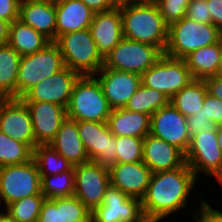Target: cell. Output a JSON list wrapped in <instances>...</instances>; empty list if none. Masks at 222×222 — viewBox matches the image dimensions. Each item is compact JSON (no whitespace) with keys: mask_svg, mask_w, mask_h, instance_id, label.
Returning a JSON list of instances; mask_svg holds the SVG:
<instances>
[{"mask_svg":"<svg viewBox=\"0 0 222 222\" xmlns=\"http://www.w3.org/2000/svg\"><path fill=\"white\" fill-rule=\"evenodd\" d=\"M198 179L186 162L174 170L152 173L141 199L146 220L162 221L188 206Z\"/></svg>","mask_w":222,"mask_h":222,"instance_id":"obj_1","label":"cell"},{"mask_svg":"<svg viewBox=\"0 0 222 222\" xmlns=\"http://www.w3.org/2000/svg\"><path fill=\"white\" fill-rule=\"evenodd\" d=\"M120 12L123 37L151 44L164 53L168 26L155 2L120 0Z\"/></svg>","mask_w":222,"mask_h":222,"instance_id":"obj_2","label":"cell"},{"mask_svg":"<svg viewBox=\"0 0 222 222\" xmlns=\"http://www.w3.org/2000/svg\"><path fill=\"white\" fill-rule=\"evenodd\" d=\"M222 39V32L211 23L196 22L186 16L168 27L164 51L171 58L184 59L195 50L213 45Z\"/></svg>","mask_w":222,"mask_h":222,"instance_id":"obj_3","label":"cell"},{"mask_svg":"<svg viewBox=\"0 0 222 222\" xmlns=\"http://www.w3.org/2000/svg\"><path fill=\"white\" fill-rule=\"evenodd\" d=\"M67 118L75 121L107 122L112 111L94 76H80L66 108Z\"/></svg>","mask_w":222,"mask_h":222,"instance_id":"obj_4","label":"cell"},{"mask_svg":"<svg viewBox=\"0 0 222 222\" xmlns=\"http://www.w3.org/2000/svg\"><path fill=\"white\" fill-rule=\"evenodd\" d=\"M54 42L60 49L65 66L80 76H94L103 67V58L89 29L65 33Z\"/></svg>","mask_w":222,"mask_h":222,"instance_id":"obj_5","label":"cell"},{"mask_svg":"<svg viewBox=\"0 0 222 222\" xmlns=\"http://www.w3.org/2000/svg\"><path fill=\"white\" fill-rule=\"evenodd\" d=\"M65 67L58 45L51 41L31 55L21 56L16 76V99Z\"/></svg>","mask_w":222,"mask_h":222,"instance_id":"obj_6","label":"cell"},{"mask_svg":"<svg viewBox=\"0 0 222 222\" xmlns=\"http://www.w3.org/2000/svg\"><path fill=\"white\" fill-rule=\"evenodd\" d=\"M41 193V176L34 159L0 167V206ZM3 204V205H2Z\"/></svg>","mask_w":222,"mask_h":222,"instance_id":"obj_7","label":"cell"},{"mask_svg":"<svg viewBox=\"0 0 222 222\" xmlns=\"http://www.w3.org/2000/svg\"><path fill=\"white\" fill-rule=\"evenodd\" d=\"M164 53L157 47L123 37L103 59V67L142 75Z\"/></svg>","mask_w":222,"mask_h":222,"instance_id":"obj_8","label":"cell"},{"mask_svg":"<svg viewBox=\"0 0 222 222\" xmlns=\"http://www.w3.org/2000/svg\"><path fill=\"white\" fill-rule=\"evenodd\" d=\"M193 80L184 59L165 54L141 75L142 85L161 91L169 100Z\"/></svg>","mask_w":222,"mask_h":222,"instance_id":"obj_9","label":"cell"},{"mask_svg":"<svg viewBox=\"0 0 222 222\" xmlns=\"http://www.w3.org/2000/svg\"><path fill=\"white\" fill-rule=\"evenodd\" d=\"M185 162L198 175L212 177L222 173V151L219 148L216 130L203 131L191 137L185 154ZM201 172V173H200Z\"/></svg>","mask_w":222,"mask_h":222,"instance_id":"obj_10","label":"cell"},{"mask_svg":"<svg viewBox=\"0 0 222 222\" xmlns=\"http://www.w3.org/2000/svg\"><path fill=\"white\" fill-rule=\"evenodd\" d=\"M92 222H145L141 199L129 197L110 184L103 203L91 211Z\"/></svg>","mask_w":222,"mask_h":222,"instance_id":"obj_11","label":"cell"},{"mask_svg":"<svg viewBox=\"0 0 222 222\" xmlns=\"http://www.w3.org/2000/svg\"><path fill=\"white\" fill-rule=\"evenodd\" d=\"M110 186L109 169L94 161L74 166V196L90 211L103 203Z\"/></svg>","mask_w":222,"mask_h":222,"instance_id":"obj_12","label":"cell"},{"mask_svg":"<svg viewBox=\"0 0 222 222\" xmlns=\"http://www.w3.org/2000/svg\"><path fill=\"white\" fill-rule=\"evenodd\" d=\"M77 127L90 161L107 168L116 163L117 144L107 122L78 121Z\"/></svg>","mask_w":222,"mask_h":222,"instance_id":"obj_13","label":"cell"},{"mask_svg":"<svg viewBox=\"0 0 222 222\" xmlns=\"http://www.w3.org/2000/svg\"><path fill=\"white\" fill-rule=\"evenodd\" d=\"M150 134L176 146L184 154L191 141L186 117L170 103L151 115Z\"/></svg>","mask_w":222,"mask_h":222,"instance_id":"obj_14","label":"cell"},{"mask_svg":"<svg viewBox=\"0 0 222 222\" xmlns=\"http://www.w3.org/2000/svg\"><path fill=\"white\" fill-rule=\"evenodd\" d=\"M80 75L66 66L29 89L20 99L23 102H49L67 108L75 82Z\"/></svg>","mask_w":222,"mask_h":222,"instance_id":"obj_15","label":"cell"},{"mask_svg":"<svg viewBox=\"0 0 222 222\" xmlns=\"http://www.w3.org/2000/svg\"><path fill=\"white\" fill-rule=\"evenodd\" d=\"M0 132L32 150L37 146L30 111L21 99H5L0 104Z\"/></svg>","mask_w":222,"mask_h":222,"instance_id":"obj_16","label":"cell"},{"mask_svg":"<svg viewBox=\"0 0 222 222\" xmlns=\"http://www.w3.org/2000/svg\"><path fill=\"white\" fill-rule=\"evenodd\" d=\"M94 77L100 83L109 106L124 108L141 85V75L102 67Z\"/></svg>","mask_w":222,"mask_h":222,"instance_id":"obj_17","label":"cell"},{"mask_svg":"<svg viewBox=\"0 0 222 222\" xmlns=\"http://www.w3.org/2000/svg\"><path fill=\"white\" fill-rule=\"evenodd\" d=\"M28 107L37 145H49L67 119L65 107L49 102H24Z\"/></svg>","mask_w":222,"mask_h":222,"instance_id":"obj_18","label":"cell"},{"mask_svg":"<svg viewBox=\"0 0 222 222\" xmlns=\"http://www.w3.org/2000/svg\"><path fill=\"white\" fill-rule=\"evenodd\" d=\"M109 169L110 184L119 188L129 197L142 199L152 171L142 161L137 163H115Z\"/></svg>","mask_w":222,"mask_h":222,"instance_id":"obj_19","label":"cell"},{"mask_svg":"<svg viewBox=\"0 0 222 222\" xmlns=\"http://www.w3.org/2000/svg\"><path fill=\"white\" fill-rule=\"evenodd\" d=\"M89 31L96 43L98 53L104 59L123 38L120 1L117 6L108 11L94 13Z\"/></svg>","mask_w":222,"mask_h":222,"instance_id":"obj_20","label":"cell"},{"mask_svg":"<svg viewBox=\"0 0 222 222\" xmlns=\"http://www.w3.org/2000/svg\"><path fill=\"white\" fill-rule=\"evenodd\" d=\"M143 162L152 173L174 170L185 163V154L163 139L147 134L143 141Z\"/></svg>","mask_w":222,"mask_h":222,"instance_id":"obj_21","label":"cell"},{"mask_svg":"<svg viewBox=\"0 0 222 222\" xmlns=\"http://www.w3.org/2000/svg\"><path fill=\"white\" fill-rule=\"evenodd\" d=\"M18 19L50 41L56 40L55 0H21Z\"/></svg>","mask_w":222,"mask_h":222,"instance_id":"obj_22","label":"cell"},{"mask_svg":"<svg viewBox=\"0 0 222 222\" xmlns=\"http://www.w3.org/2000/svg\"><path fill=\"white\" fill-rule=\"evenodd\" d=\"M92 221L91 211L76 197L46 199L37 222Z\"/></svg>","mask_w":222,"mask_h":222,"instance_id":"obj_23","label":"cell"},{"mask_svg":"<svg viewBox=\"0 0 222 222\" xmlns=\"http://www.w3.org/2000/svg\"><path fill=\"white\" fill-rule=\"evenodd\" d=\"M56 39L65 33L89 29L94 12L81 0H55Z\"/></svg>","mask_w":222,"mask_h":222,"instance_id":"obj_24","label":"cell"},{"mask_svg":"<svg viewBox=\"0 0 222 222\" xmlns=\"http://www.w3.org/2000/svg\"><path fill=\"white\" fill-rule=\"evenodd\" d=\"M56 152L66 158L73 166L89 160L83 142L79 137L77 121L67 118L49 144Z\"/></svg>","mask_w":222,"mask_h":222,"instance_id":"obj_25","label":"cell"},{"mask_svg":"<svg viewBox=\"0 0 222 222\" xmlns=\"http://www.w3.org/2000/svg\"><path fill=\"white\" fill-rule=\"evenodd\" d=\"M151 116L128 111L125 108L111 111L107 125L114 136H131L144 138L150 134Z\"/></svg>","mask_w":222,"mask_h":222,"instance_id":"obj_26","label":"cell"},{"mask_svg":"<svg viewBox=\"0 0 222 222\" xmlns=\"http://www.w3.org/2000/svg\"><path fill=\"white\" fill-rule=\"evenodd\" d=\"M50 42L42 33L19 19L9 24L8 44L21 56L38 52Z\"/></svg>","mask_w":222,"mask_h":222,"instance_id":"obj_27","label":"cell"},{"mask_svg":"<svg viewBox=\"0 0 222 222\" xmlns=\"http://www.w3.org/2000/svg\"><path fill=\"white\" fill-rule=\"evenodd\" d=\"M184 60L194 79L204 80L216 76L220 61V41L195 50Z\"/></svg>","mask_w":222,"mask_h":222,"instance_id":"obj_28","label":"cell"},{"mask_svg":"<svg viewBox=\"0 0 222 222\" xmlns=\"http://www.w3.org/2000/svg\"><path fill=\"white\" fill-rule=\"evenodd\" d=\"M207 92L205 81L194 79L182 90L175 93L170 98L169 103L186 118L194 116L203 108V102Z\"/></svg>","mask_w":222,"mask_h":222,"instance_id":"obj_29","label":"cell"},{"mask_svg":"<svg viewBox=\"0 0 222 222\" xmlns=\"http://www.w3.org/2000/svg\"><path fill=\"white\" fill-rule=\"evenodd\" d=\"M21 55L8 43L0 45V94L5 99H16V76Z\"/></svg>","mask_w":222,"mask_h":222,"instance_id":"obj_30","label":"cell"},{"mask_svg":"<svg viewBox=\"0 0 222 222\" xmlns=\"http://www.w3.org/2000/svg\"><path fill=\"white\" fill-rule=\"evenodd\" d=\"M168 103L169 99L161 91L145 87L141 84L124 108L128 111L151 116Z\"/></svg>","mask_w":222,"mask_h":222,"instance_id":"obj_31","label":"cell"},{"mask_svg":"<svg viewBox=\"0 0 222 222\" xmlns=\"http://www.w3.org/2000/svg\"><path fill=\"white\" fill-rule=\"evenodd\" d=\"M40 176L55 175L70 170L73 165L50 145H37L33 150Z\"/></svg>","mask_w":222,"mask_h":222,"instance_id":"obj_32","label":"cell"},{"mask_svg":"<svg viewBox=\"0 0 222 222\" xmlns=\"http://www.w3.org/2000/svg\"><path fill=\"white\" fill-rule=\"evenodd\" d=\"M41 193L46 199L74 195V166L65 172L41 176Z\"/></svg>","mask_w":222,"mask_h":222,"instance_id":"obj_33","label":"cell"},{"mask_svg":"<svg viewBox=\"0 0 222 222\" xmlns=\"http://www.w3.org/2000/svg\"><path fill=\"white\" fill-rule=\"evenodd\" d=\"M33 159V150L20 141H16L0 132V167L20 165Z\"/></svg>","mask_w":222,"mask_h":222,"instance_id":"obj_34","label":"cell"},{"mask_svg":"<svg viewBox=\"0 0 222 222\" xmlns=\"http://www.w3.org/2000/svg\"><path fill=\"white\" fill-rule=\"evenodd\" d=\"M45 197L32 195L8 204L3 212L16 222H37Z\"/></svg>","mask_w":222,"mask_h":222,"instance_id":"obj_35","label":"cell"},{"mask_svg":"<svg viewBox=\"0 0 222 222\" xmlns=\"http://www.w3.org/2000/svg\"><path fill=\"white\" fill-rule=\"evenodd\" d=\"M117 151L116 163H137L143 161L144 138L115 136Z\"/></svg>","mask_w":222,"mask_h":222,"instance_id":"obj_36","label":"cell"},{"mask_svg":"<svg viewBox=\"0 0 222 222\" xmlns=\"http://www.w3.org/2000/svg\"><path fill=\"white\" fill-rule=\"evenodd\" d=\"M189 2L190 0H157L155 3L165 24L169 27L186 16Z\"/></svg>","mask_w":222,"mask_h":222,"instance_id":"obj_37","label":"cell"},{"mask_svg":"<svg viewBox=\"0 0 222 222\" xmlns=\"http://www.w3.org/2000/svg\"><path fill=\"white\" fill-rule=\"evenodd\" d=\"M186 17L201 23H211V15L206 0H190Z\"/></svg>","mask_w":222,"mask_h":222,"instance_id":"obj_38","label":"cell"},{"mask_svg":"<svg viewBox=\"0 0 222 222\" xmlns=\"http://www.w3.org/2000/svg\"><path fill=\"white\" fill-rule=\"evenodd\" d=\"M186 123L189 128L191 137L195 134L207 132L210 130H216V124L213 121H209L203 113V108L194 116H189L186 118Z\"/></svg>","mask_w":222,"mask_h":222,"instance_id":"obj_39","label":"cell"},{"mask_svg":"<svg viewBox=\"0 0 222 222\" xmlns=\"http://www.w3.org/2000/svg\"><path fill=\"white\" fill-rule=\"evenodd\" d=\"M203 113L209 121L216 126L222 125V100L210 95L208 92L203 102Z\"/></svg>","mask_w":222,"mask_h":222,"instance_id":"obj_40","label":"cell"},{"mask_svg":"<svg viewBox=\"0 0 222 222\" xmlns=\"http://www.w3.org/2000/svg\"><path fill=\"white\" fill-rule=\"evenodd\" d=\"M21 0H0V18L12 23L19 18Z\"/></svg>","mask_w":222,"mask_h":222,"instance_id":"obj_41","label":"cell"},{"mask_svg":"<svg viewBox=\"0 0 222 222\" xmlns=\"http://www.w3.org/2000/svg\"><path fill=\"white\" fill-rule=\"evenodd\" d=\"M211 15V24L222 32V0H206Z\"/></svg>","mask_w":222,"mask_h":222,"instance_id":"obj_42","label":"cell"},{"mask_svg":"<svg viewBox=\"0 0 222 222\" xmlns=\"http://www.w3.org/2000/svg\"><path fill=\"white\" fill-rule=\"evenodd\" d=\"M94 13L108 11L118 5L120 0H81Z\"/></svg>","mask_w":222,"mask_h":222,"instance_id":"obj_43","label":"cell"},{"mask_svg":"<svg viewBox=\"0 0 222 222\" xmlns=\"http://www.w3.org/2000/svg\"><path fill=\"white\" fill-rule=\"evenodd\" d=\"M200 217L205 222H222V210L213 208L209 202L204 199Z\"/></svg>","mask_w":222,"mask_h":222,"instance_id":"obj_44","label":"cell"},{"mask_svg":"<svg viewBox=\"0 0 222 222\" xmlns=\"http://www.w3.org/2000/svg\"><path fill=\"white\" fill-rule=\"evenodd\" d=\"M207 91L210 95L222 100V79L217 76H210L204 79Z\"/></svg>","mask_w":222,"mask_h":222,"instance_id":"obj_45","label":"cell"},{"mask_svg":"<svg viewBox=\"0 0 222 222\" xmlns=\"http://www.w3.org/2000/svg\"><path fill=\"white\" fill-rule=\"evenodd\" d=\"M9 22L0 18V45L8 43Z\"/></svg>","mask_w":222,"mask_h":222,"instance_id":"obj_46","label":"cell"},{"mask_svg":"<svg viewBox=\"0 0 222 222\" xmlns=\"http://www.w3.org/2000/svg\"><path fill=\"white\" fill-rule=\"evenodd\" d=\"M198 193V195H199V198L201 199V201L199 202V204H200V206H199V208L198 209H196V210H194V211H192L193 213V215H192V217H193V220L194 221H196V222H205L201 217H200V214H201V209H202V204H203V202H204V197L201 195V192L199 191V192H197Z\"/></svg>","mask_w":222,"mask_h":222,"instance_id":"obj_47","label":"cell"},{"mask_svg":"<svg viewBox=\"0 0 222 222\" xmlns=\"http://www.w3.org/2000/svg\"><path fill=\"white\" fill-rule=\"evenodd\" d=\"M216 76L222 79V39L220 40V61L217 68Z\"/></svg>","mask_w":222,"mask_h":222,"instance_id":"obj_48","label":"cell"},{"mask_svg":"<svg viewBox=\"0 0 222 222\" xmlns=\"http://www.w3.org/2000/svg\"><path fill=\"white\" fill-rule=\"evenodd\" d=\"M216 134H217V140H218L219 148L222 151V125H218L216 127Z\"/></svg>","mask_w":222,"mask_h":222,"instance_id":"obj_49","label":"cell"},{"mask_svg":"<svg viewBox=\"0 0 222 222\" xmlns=\"http://www.w3.org/2000/svg\"><path fill=\"white\" fill-rule=\"evenodd\" d=\"M0 222H16L12 218H10L7 214L3 211L0 212Z\"/></svg>","mask_w":222,"mask_h":222,"instance_id":"obj_50","label":"cell"},{"mask_svg":"<svg viewBox=\"0 0 222 222\" xmlns=\"http://www.w3.org/2000/svg\"><path fill=\"white\" fill-rule=\"evenodd\" d=\"M215 178H216V181L218 182V184H220L221 188H222V173L217 175Z\"/></svg>","mask_w":222,"mask_h":222,"instance_id":"obj_51","label":"cell"},{"mask_svg":"<svg viewBox=\"0 0 222 222\" xmlns=\"http://www.w3.org/2000/svg\"><path fill=\"white\" fill-rule=\"evenodd\" d=\"M136 1H142V2H156L157 0H136Z\"/></svg>","mask_w":222,"mask_h":222,"instance_id":"obj_52","label":"cell"},{"mask_svg":"<svg viewBox=\"0 0 222 222\" xmlns=\"http://www.w3.org/2000/svg\"><path fill=\"white\" fill-rule=\"evenodd\" d=\"M5 100L4 97H2V95L0 94V104Z\"/></svg>","mask_w":222,"mask_h":222,"instance_id":"obj_53","label":"cell"},{"mask_svg":"<svg viewBox=\"0 0 222 222\" xmlns=\"http://www.w3.org/2000/svg\"><path fill=\"white\" fill-rule=\"evenodd\" d=\"M145 222H161V221H150V220H146Z\"/></svg>","mask_w":222,"mask_h":222,"instance_id":"obj_54","label":"cell"},{"mask_svg":"<svg viewBox=\"0 0 222 222\" xmlns=\"http://www.w3.org/2000/svg\"><path fill=\"white\" fill-rule=\"evenodd\" d=\"M76 222H92V221H76Z\"/></svg>","mask_w":222,"mask_h":222,"instance_id":"obj_55","label":"cell"}]
</instances>
